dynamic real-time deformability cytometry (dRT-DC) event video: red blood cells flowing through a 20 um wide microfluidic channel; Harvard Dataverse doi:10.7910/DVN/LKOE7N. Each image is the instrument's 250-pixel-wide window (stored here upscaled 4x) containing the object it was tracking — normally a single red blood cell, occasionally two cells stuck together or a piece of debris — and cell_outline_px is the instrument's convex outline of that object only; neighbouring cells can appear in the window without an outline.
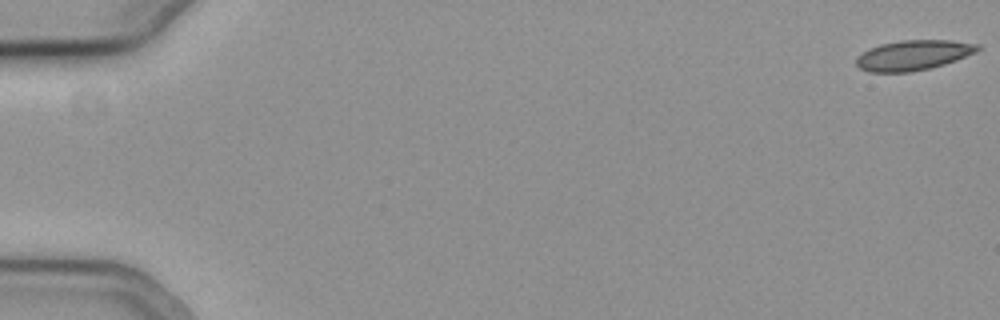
{"species": "common noctule bat (a hibernating species)", "species_latin": "Nyctalus noctula", "temperature_condition": "cold", "stored_images_in_passage": 18, "camera_frame_rate_fps": 3000, "um_per_image_px": 0.085, "animal": {"sex": "female", "body_mass_g": 19.3, "forearm_length_mm": 54.1}, "frame": {"image": 1, "passage_image": 1, "time_ms": 0.0, "image_size_px": [1000, 320], "cell_outline_px": [[980, 48], [976, 52], [956, 60], [944, 64], [912, 72], [868, 72], [860, 68], [856, 64], [856, 56], [868, 48], [880, 44], [900, 40], [952, 40], [980, 44]], "centroid_in_image_um": [77.61, 4.68], "position_along_channel_um": 7.4, "area_um2": 21.39}}
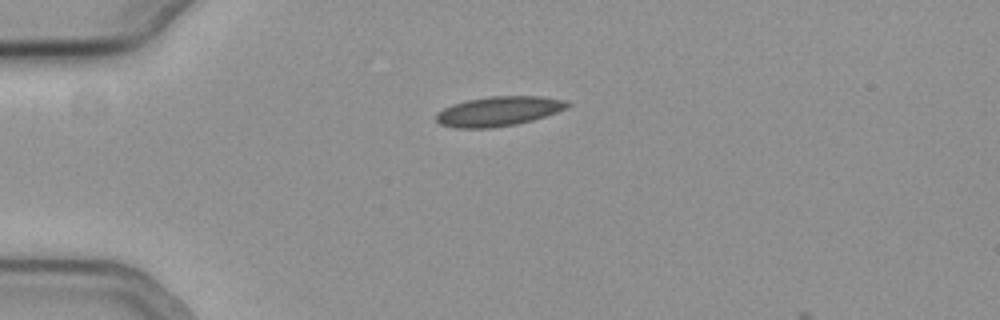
{"frame": {"image": 2, "passage_image": 15, "time_ms": 4.667, "image_size_px": [1000, 320], "cell_outline_px": [[572, 104], [556, 112], [532, 120], [516, 124], [488, 128], [456, 128], [440, 124], [436, 120], [436, 112], [452, 104], [468, 100], [488, 96], [540, 96], [564, 100]], "centroid_in_image_um": [42.34, 9.45], "position_along_channel_um": 42.7, "area_um2": 22.48}}